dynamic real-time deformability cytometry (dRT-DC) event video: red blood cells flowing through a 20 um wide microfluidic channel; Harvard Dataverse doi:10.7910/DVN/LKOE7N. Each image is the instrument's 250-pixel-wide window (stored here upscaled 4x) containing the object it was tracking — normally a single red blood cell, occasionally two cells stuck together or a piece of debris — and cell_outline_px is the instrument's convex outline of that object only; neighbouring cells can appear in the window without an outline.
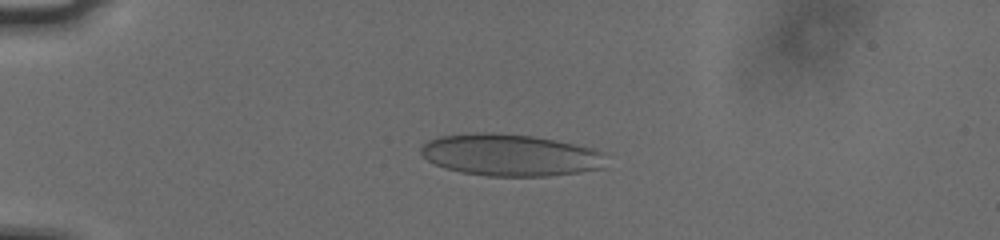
{"species": "human", "species_latin": "Homo sapiens", "temperature_condition": "cold", "stored_images_in_passage": 53, "camera_frame_rate_fps": 3000, "um_per_image_px": 0.085, "donor": {"sex": "male"}, "frame": {"image": 1, "passage_image": 12, "time_ms": 3.667, "image_size_px": [1000, 240], "cell_outline_px": [[604, 168], [580, 172], [548, 176], [488, 176], [460, 172], [444, 168], [428, 160], [420, 152], [420, 148], [428, 140], [440, 136], [476, 132], [492, 132], [532, 136], [592, 148], [604, 152]], "centroid_in_image_um": [43.35, 13.18], "position_along_channel_um": 41.7, "area_um2": 45.14}}
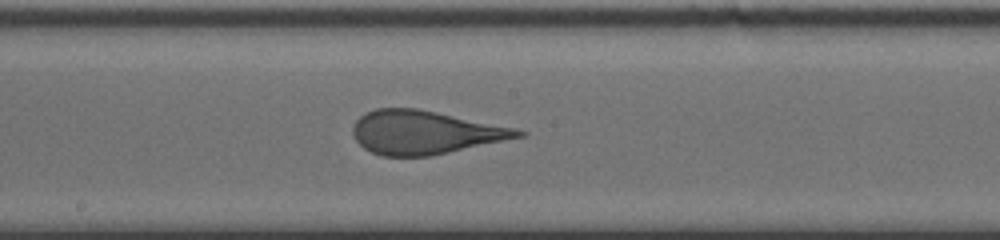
{"frame": {"image": 2, "passage_image": 29, "time_ms": 9.333, "image_size_px": [1000, 240], "cell_outline_px": [[528, 132], [524, 136], [448, 152], [428, 156], [380, 156], [364, 148], [352, 136], [352, 128], [356, 120], [360, 116], [376, 108], [416, 108], [436, 112], [512, 128]], "centroid_in_image_um": [36.03, 11.26], "position_along_channel_um": 212.2, "area_um2": 41.21}}
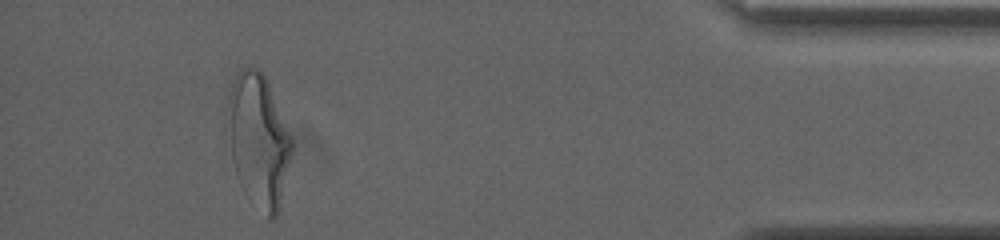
{"frame": {"image": 3, "passage_image": 49, "time_ms": 16.0, "image_size_px": [1000, 240], "cell_outline_px": [[292, 152], [280, 208], [276, 216], [272, 220], [268, 220], [240, 184], [232, 160], [228, 100], [228, 96], [232, 84], [236, 76], [244, 68], [256, 68], [264, 76], [268, 84], [292, 136]], "centroid_in_image_um": [22.02, 11.97], "position_along_channel_um": 413.2, "area_um2": 48.44}, "authors_computed_cell_mechanics": {"area_um2": 44.5638, "velocity_mm_per_s": 3.7667, "shape_relaxation_time_tau1_ms": 6.6251, "shape_relaxation_time_tau2_ms": null, "deformation_change_tau1": 0.191, "deformation_change_tau2": null}}